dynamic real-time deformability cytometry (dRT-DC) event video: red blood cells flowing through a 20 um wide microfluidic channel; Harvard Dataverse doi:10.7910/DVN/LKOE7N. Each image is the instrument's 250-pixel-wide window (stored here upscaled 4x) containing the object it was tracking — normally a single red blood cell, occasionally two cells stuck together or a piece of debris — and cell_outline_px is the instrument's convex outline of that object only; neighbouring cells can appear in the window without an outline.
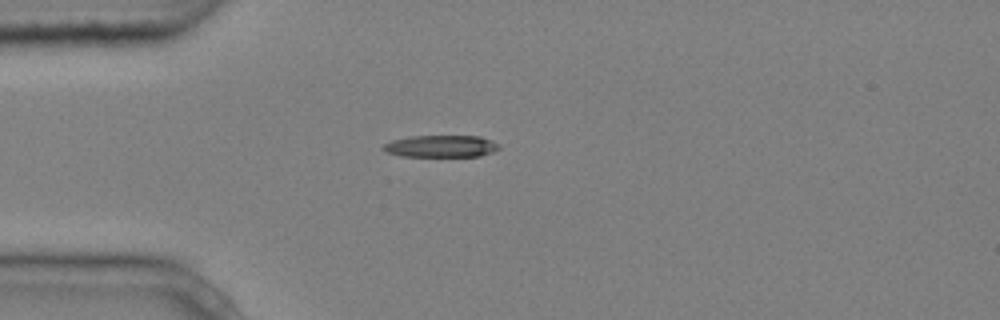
{"species": "common noctule bat (a hibernating species)", "species_latin": "Nyctalus noctula", "temperature_condition": "cold", "stored_images_in_passage": 1, "camera_frame_rate_fps": 3000, "um_per_image_px": 0.085, "animal": {"sex": "male", "body_mass_g": 20.4}, "frame": {"image": 1, "passage_image": 1, "time_ms": 0.0, "image_size_px": [1000, 320], "cell_outline_px": [[500, 148], [492, 152], [480, 156], [400, 156], [388, 152], [384, 148], [384, 144], [392, 140], [412, 136], [480, 136], [500, 144]], "centroid_in_image_um": [37.53, 12.42], "position_along_channel_um": 47.5, "area_um2": 14.68}}